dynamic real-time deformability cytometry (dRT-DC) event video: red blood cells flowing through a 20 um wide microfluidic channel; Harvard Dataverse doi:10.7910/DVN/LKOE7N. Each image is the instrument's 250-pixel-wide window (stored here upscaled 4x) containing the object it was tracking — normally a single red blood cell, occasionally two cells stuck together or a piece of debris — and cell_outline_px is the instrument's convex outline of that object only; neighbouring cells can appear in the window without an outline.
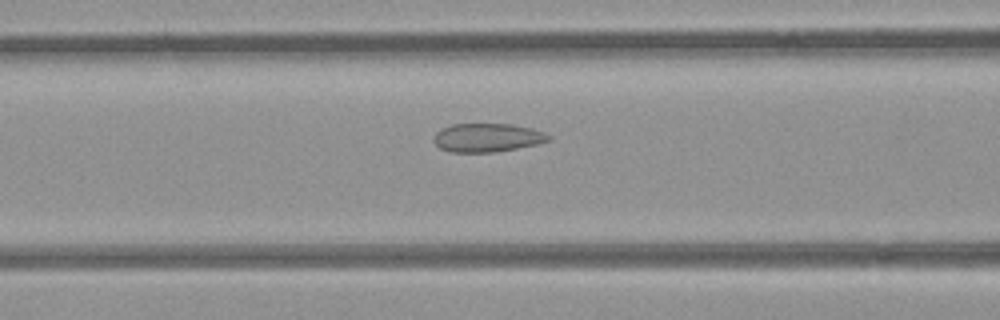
{"species": "common noctule bat (a hibernating species)", "species_latin": "Nyctalus noctula", "temperature_condition": "room temperature", "stored_images_in_passage": 53, "camera_frame_rate_fps": 3000, "um_per_image_px": 0.085, "animal": {"sex": "female", "body_mass_g": 21.9}, "frame": {"image": 1, "passage_image": 22, "time_ms": 7.0, "image_size_px": [1000, 320], "cell_outline_px": [[552, 140], [536, 144], [496, 152], [448, 152], [440, 148], [432, 140], [436, 132], [440, 128], [452, 124], [512, 124], [532, 128], [544, 132], [552, 136]], "centroid_in_image_um": [41.41, 11.69], "position_along_channel_um": 125.2, "area_um2": 19.31}}
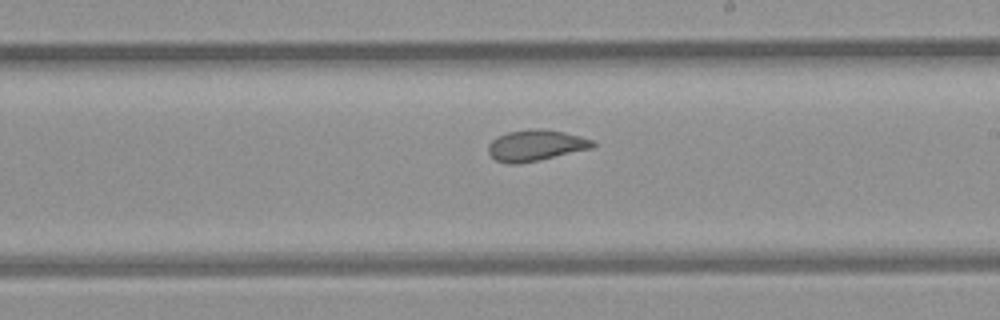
{"frame": {"image": 2, "passage_image": 31, "time_ms": 10.0, "image_size_px": [1000, 320], "cell_outline_px": [[596, 144], [592, 148], [536, 160], [516, 164], [508, 164], [496, 160], [488, 152], [488, 144], [496, 136], [508, 132], [540, 128], [564, 132], [580, 136], [592, 140]], "centroid_in_image_um": [45.51, 12.35], "position_along_channel_um": 243.5, "area_um2": 18.61}}
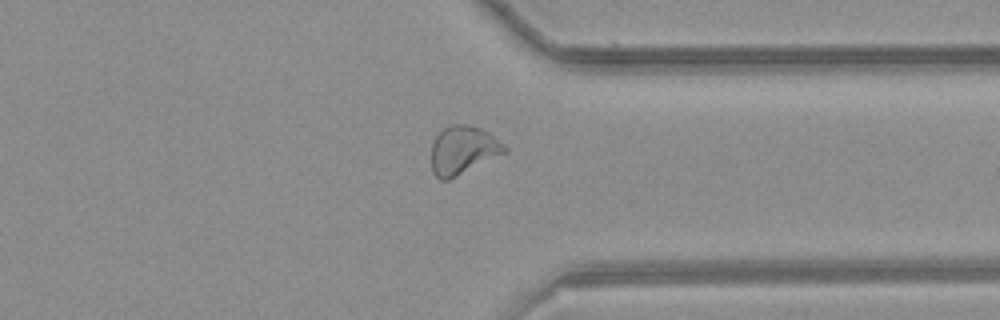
{"frame": {"image": 3, "passage_image": 41, "time_ms": 13.333, "image_size_px": [1000, 320], "cell_outline_px": [[508, 148], [504, 152], [448, 180], [440, 180], [432, 172], [432, 144], [436, 136], [444, 128], [452, 124], [468, 124], [480, 128], [488, 132], [504, 144]], "centroid_in_image_um": [39.32, 12.74], "position_along_channel_um": 372.1, "area_um2": 20.17}, "authors_computed_cell_mechanics": {"area_um2": 20.7502, "velocity_mm_per_s": 3.9475, "shape_relaxation_time_tau1_ms": null, "shape_relaxation_time_tau2_ms": 1.0554, "deformation_change_tau1": null, "deformation_change_tau2": 0.0829}}